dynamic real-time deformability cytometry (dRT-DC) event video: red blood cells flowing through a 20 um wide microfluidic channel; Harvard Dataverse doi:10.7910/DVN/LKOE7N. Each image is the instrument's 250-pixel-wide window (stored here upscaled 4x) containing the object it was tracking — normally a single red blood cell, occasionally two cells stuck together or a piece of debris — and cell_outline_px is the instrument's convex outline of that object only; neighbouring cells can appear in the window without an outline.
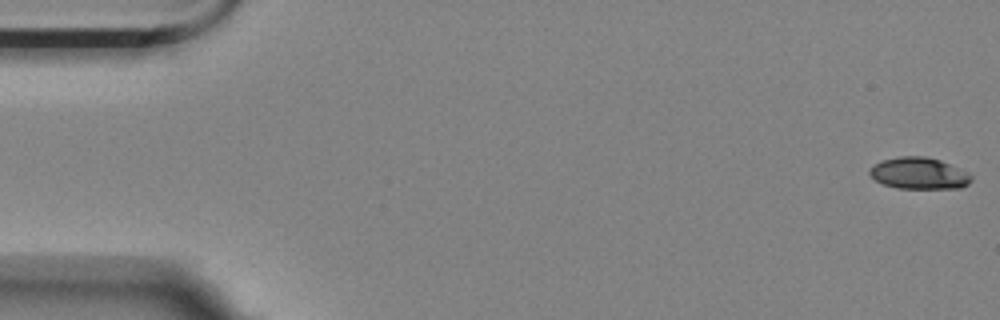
{"species": "Egyptian fruit bat (a non-hibernating species)", "species_latin": "Rousettus aegyptiacus", "temperature_condition": "room temperature", "stored_images_in_passage": 56, "camera_frame_rate_fps": 3000, "um_per_image_px": 0.085, "animal": {"sex": "female"}, "frame": {"image": 1, "passage_image": 1, "time_ms": 0.0, "image_size_px": [1000, 320], "cell_outline_px": [[972, 180], [968, 184], [960, 188], [896, 188], [884, 184], [876, 180], [868, 172], [876, 164], [884, 160], [900, 156], [924, 156], [940, 160], [972, 176]], "centroid_in_image_um": [78.11, 14.74], "position_along_channel_um": 6.9, "area_um2": 18.26}}
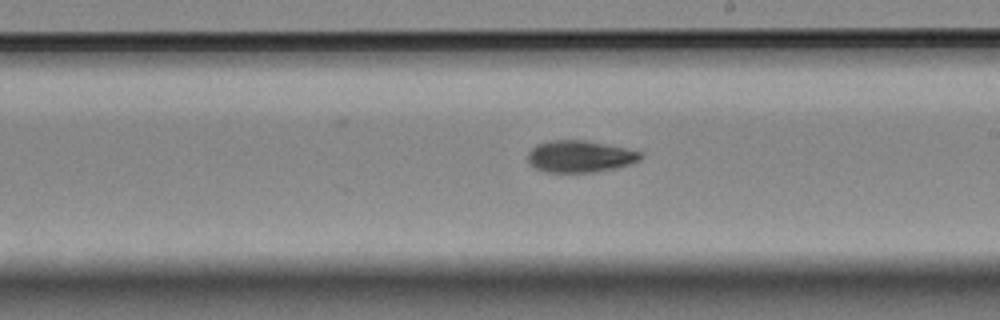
{"frame": {"image": 2, "passage_image": 32, "time_ms": 10.333, "image_size_px": [1000, 320], "cell_outline_px": [[644, 156], [640, 160], [632, 164], [616, 168], [592, 172], [544, 172], [528, 164], [528, 152], [536, 144], [548, 140], [584, 140], [624, 148], [640, 152]], "centroid_in_image_um": [49.27, 13.3], "position_along_channel_um": 239.7, "area_um2": 20.98}}
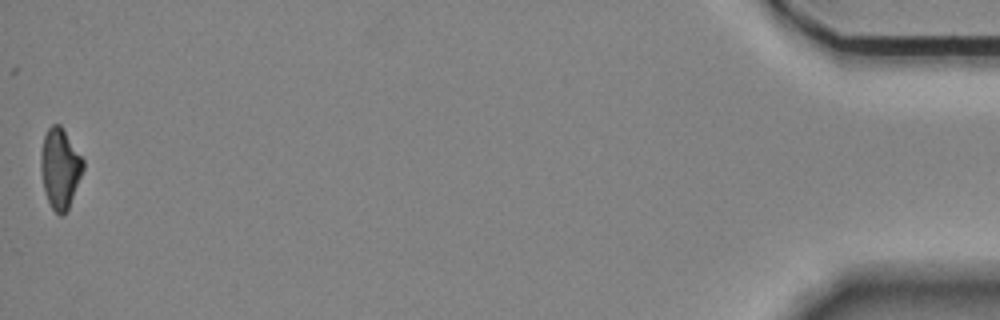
{"frame": {"image": 3, "passage_image": 56, "time_ms": 18.333, "image_size_px": [1000, 320], "cell_outline_px": [[84, 168], [68, 208], [60, 216], [52, 208], [48, 200], [44, 188], [40, 168], [40, 152], [44, 136], [48, 128], [52, 124], [60, 124], [84, 160]], "centroid_in_image_um": [5.09, 14.27], "position_along_channel_um": 430.1, "area_um2": 19.48}, "authors_computed_cell_mechanics": {"area_um2": 20.23, "velocity_mm_per_s": 3.5719, "shape_relaxation_time_tau1_ms": 6.367, "shape_relaxation_time_tau2_ms": 7.6938, "deformation_change_tau1": 0.192, "deformation_change_tau2": 0.1287}}